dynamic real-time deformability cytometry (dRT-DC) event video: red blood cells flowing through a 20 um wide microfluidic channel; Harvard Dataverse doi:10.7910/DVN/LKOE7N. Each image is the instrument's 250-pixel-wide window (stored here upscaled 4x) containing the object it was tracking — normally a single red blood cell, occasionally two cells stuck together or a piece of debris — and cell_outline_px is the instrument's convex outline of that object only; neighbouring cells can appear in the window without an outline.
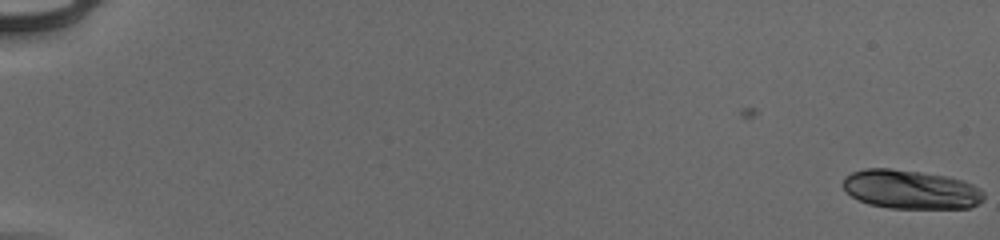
{"species": "human", "species_latin": "Homo sapiens", "temperature_condition": "cold", "stored_images_in_passage": 55, "camera_frame_rate_fps": 3000, "um_per_image_px": 0.085, "donor": {"sex": "male"}, "frame": {"image": 1, "passage_image": 1, "time_ms": 0.0, "image_size_px": [1000, 240], "cell_outline_px": [[984, 200], [968, 208], [888, 208], [868, 204], [852, 196], [840, 184], [844, 176], [852, 172], [864, 168], [888, 168], [920, 172], [948, 176], [964, 180], [980, 188], [984, 192]], "centroid_in_image_um": [77.4, 16.09], "position_along_channel_um": 7.6, "area_um2": 32.19}}
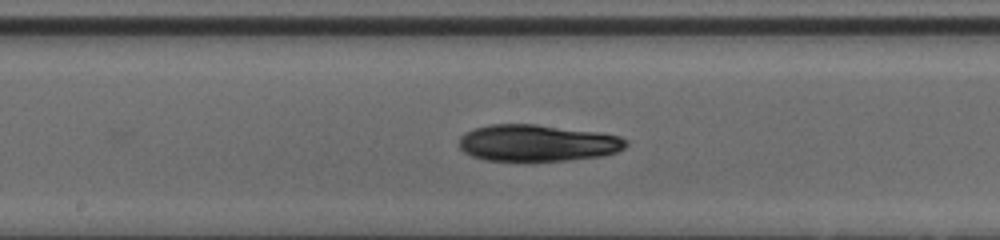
{"frame": {"image": 2, "passage_image": 32, "time_ms": 10.333, "image_size_px": [1000, 240], "cell_outline_px": [[628, 144], [624, 148], [616, 152], [604, 156], [568, 160], [484, 160], [472, 156], [464, 152], [456, 144], [460, 136], [464, 132], [488, 124], [536, 124], [600, 132], [620, 136], [628, 140]], "centroid_in_image_um": [45.67, 12.14], "position_along_channel_um": 202.5, "area_um2": 35.95}}
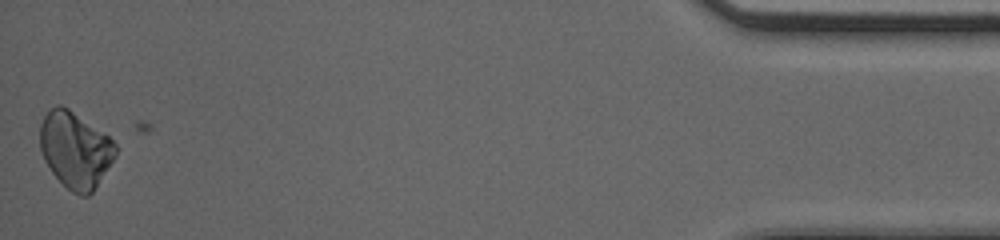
{"frame": {"image": 3, "passage_image": 55, "time_ms": 18.0, "image_size_px": [1000, 240], "cell_outline_px": [[116, 156], [92, 192], [88, 196], [80, 196], [72, 192], [52, 172], [44, 160], [40, 148], [40, 124], [44, 116], [56, 104], [60, 104], [68, 108], [108, 136], [116, 144]], "centroid_in_image_um": [6.39, 12.73], "position_along_channel_um": 428.8, "area_um2": 33.18}, "authors_computed_cell_mechanics": {"area_um2": 34.102, "velocity_mm_per_s": 3.9631, "shape_relaxation_time_tau1_ms": 4.5578, "shape_relaxation_time_tau2_ms": null, "deformation_change_tau1": 0.1379, "deformation_change_tau2": null}}